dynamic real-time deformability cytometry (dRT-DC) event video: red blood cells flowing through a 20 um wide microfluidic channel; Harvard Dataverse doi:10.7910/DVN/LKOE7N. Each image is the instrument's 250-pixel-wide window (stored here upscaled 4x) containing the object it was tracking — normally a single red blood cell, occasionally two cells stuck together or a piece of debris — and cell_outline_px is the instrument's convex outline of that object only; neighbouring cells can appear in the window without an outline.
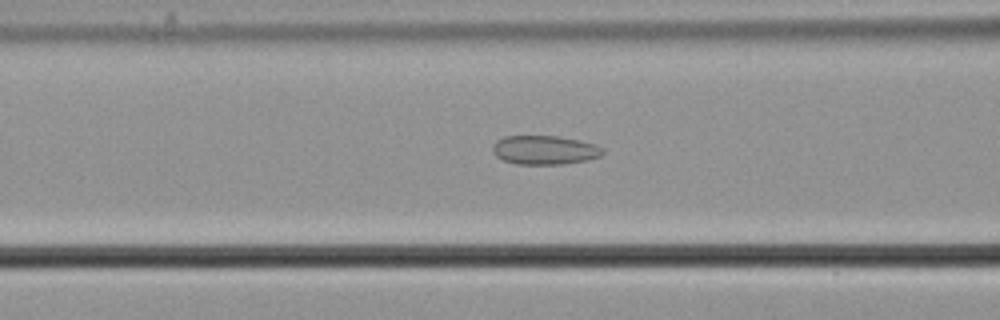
{"species": "common noctule bat (a hibernating species)", "species_latin": "Nyctalus noctula", "temperature_condition": "cold", "stored_images_in_passage": 29, "camera_frame_rate_fps": 3000, "um_per_image_px": 0.085, "animal": {"sex": "male", "body_mass_g": 21.5, "forearm_length_mm": 52.0}, "frame": {"image": 1, "passage_image": 7, "time_ms": 2.0, "image_size_px": [1000, 320], "cell_outline_px": [[604, 152], [600, 156], [588, 160], [564, 164], [516, 164], [504, 160], [496, 156], [492, 152], [492, 144], [496, 140], [504, 136], [556, 136], [580, 140], [596, 144], [604, 148]], "centroid_in_image_um": [46.29, 12.75], "position_along_channel_um": 120.3, "area_um2": 18.79}}
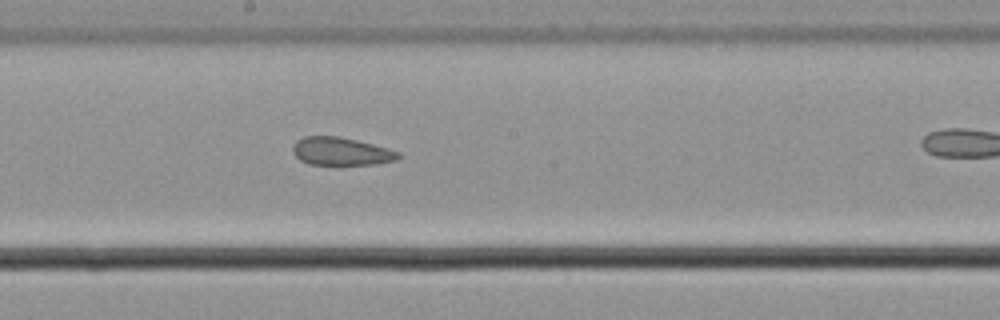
{"frame": {"image": 2, "passage_image": 15, "time_ms": 4.667, "image_size_px": [1000, 320], "cell_outline_px": [[400, 156], [396, 160], [376, 164], [308, 164], [300, 160], [292, 152], [292, 148], [296, 140], [304, 136], [340, 136], [372, 144], [400, 152]], "centroid_in_image_um": [28.96, 12.86], "position_along_channel_um": 219.2, "area_um2": 17.11}}
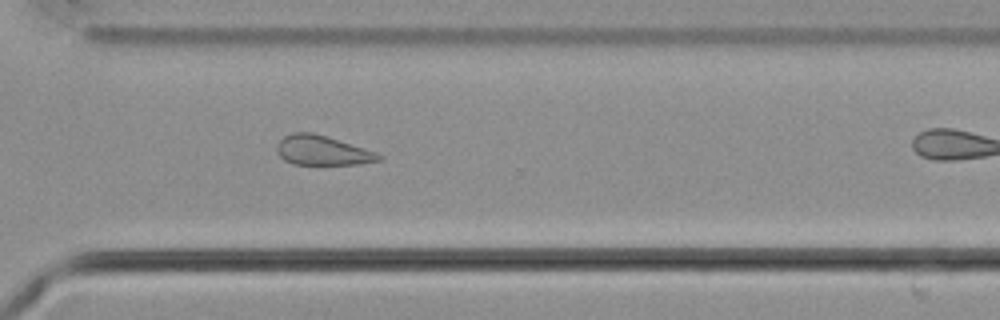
{"frame": {"image": 3, "passage_image": 25, "time_ms": 8.0, "image_size_px": [1000, 320], "cell_outline_px": [[384, 156], [380, 160], [356, 164], [292, 164], [284, 160], [276, 152], [276, 144], [284, 136], [292, 132], [312, 132], [376, 152]], "centroid_in_image_um": [27.34, 12.79], "position_along_channel_um": 343.3, "area_um2": 17.4}}